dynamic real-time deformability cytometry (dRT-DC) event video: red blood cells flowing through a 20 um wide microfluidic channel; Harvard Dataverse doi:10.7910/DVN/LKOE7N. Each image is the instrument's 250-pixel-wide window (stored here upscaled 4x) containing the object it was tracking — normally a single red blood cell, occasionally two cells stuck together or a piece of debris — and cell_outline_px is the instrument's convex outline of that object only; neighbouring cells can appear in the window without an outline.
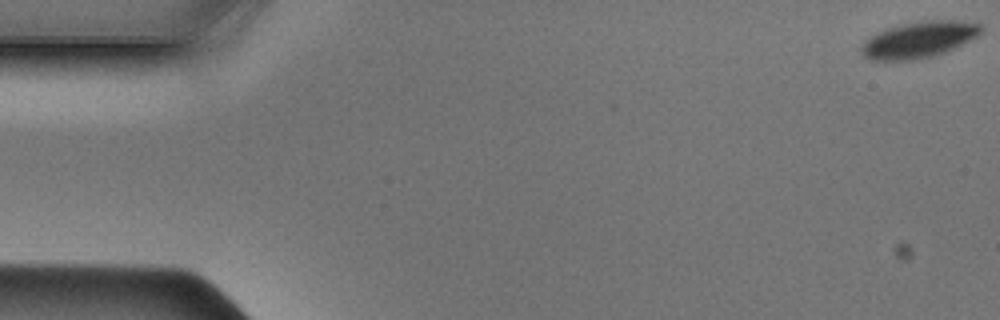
{"species": "Egyptian fruit bat (a non-hibernating species)", "species_latin": "Rousettus aegyptiacus", "temperature_condition": "cold", "stored_images_in_passage": 49, "camera_frame_rate_fps": 3000, "um_per_image_px": 0.085, "animal": {"sex": "male"}, "frame": {"image": 1, "passage_image": 1, "time_ms": 0.0, "image_size_px": [1000, 320], "cell_outline_px": [[984, 28], [976, 36], [944, 52], [928, 56], [908, 60], [872, 60], [864, 56], [860, 52], [860, 48], [876, 32], [888, 28], [904, 24], [928, 20], [956, 20], [980, 24]], "centroid_in_image_um": [78.09, 3.36], "position_along_channel_um": 6.9, "area_um2": 24.51}}
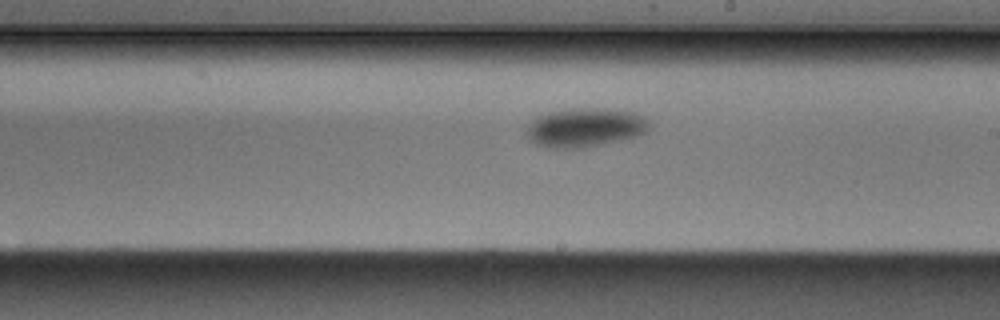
{"frame": {"image": 2, "passage_image": 28, "time_ms": 9.0, "image_size_px": [1000, 320], "cell_outline_px": [[652, 128], [648, 132], [640, 136], [584, 148], [548, 148], [536, 144], [528, 140], [524, 132], [528, 124], [532, 120], [548, 112], [580, 108], [620, 108], [636, 112], [644, 116], [652, 124]], "centroid_in_image_um": [49.8, 10.84], "position_along_channel_um": 239.2, "area_um2": 28.73}}
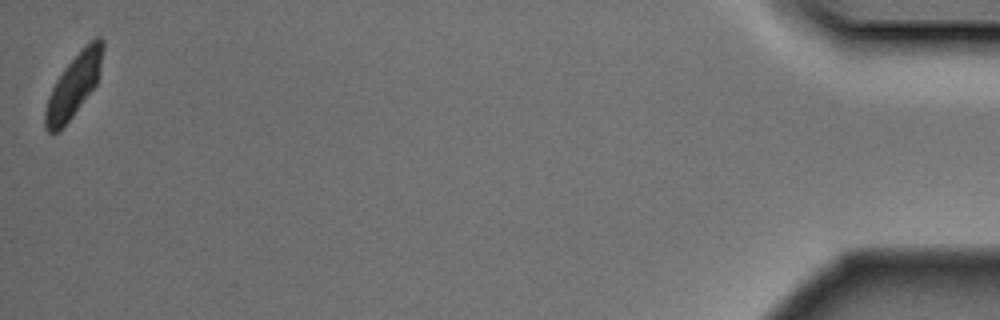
{"frame": {"image": 3, "passage_image": 49, "time_ms": 16.0, "image_size_px": [1000, 320], "cell_outline_px": [[104, 48], [96, 84], [72, 116], [56, 132], [48, 132], [44, 128], [44, 112], [52, 88], [56, 80], [64, 68], [96, 36], [100, 36], [104, 40]], "centroid_in_image_um": [6.26, 7.26], "position_along_channel_um": 428.9, "area_um2": 20.23}}